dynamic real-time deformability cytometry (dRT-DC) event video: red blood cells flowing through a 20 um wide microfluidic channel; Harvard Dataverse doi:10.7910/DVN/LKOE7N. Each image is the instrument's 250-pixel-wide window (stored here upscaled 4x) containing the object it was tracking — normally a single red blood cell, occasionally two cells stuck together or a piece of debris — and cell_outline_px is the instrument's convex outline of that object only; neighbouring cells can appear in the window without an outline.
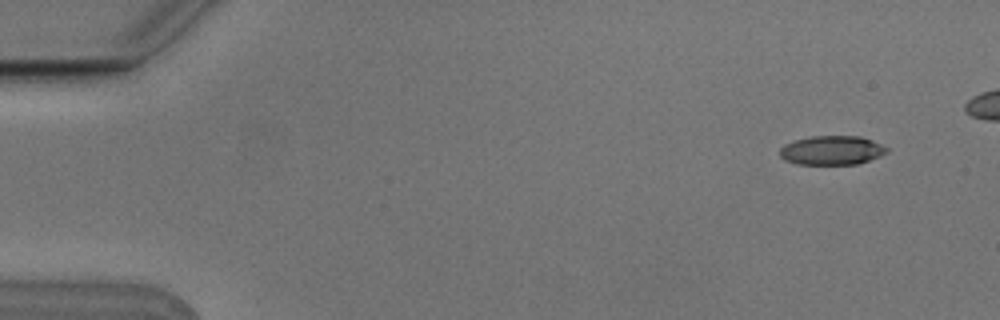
{"species": "Egyptian fruit bat (a non-hibernating species)", "species_latin": "Rousettus aegyptiacus", "temperature_condition": "cold", "stored_images_in_passage": 5, "camera_frame_rate_fps": 3000, "um_per_image_px": 0.085, "animal": {"sex": "male"}, "frame": {"image": 1, "passage_image": 1, "time_ms": 0.0, "image_size_px": [1000, 320], "cell_outline_px": [[888, 152], [880, 156], [856, 164], [796, 164], [784, 160], [780, 156], [780, 148], [784, 144], [792, 140], [812, 136], [860, 136], [872, 140], [888, 148]], "centroid_in_image_um": [70.67, 12.77], "position_along_channel_um": 14.3, "area_um2": 18.21}}